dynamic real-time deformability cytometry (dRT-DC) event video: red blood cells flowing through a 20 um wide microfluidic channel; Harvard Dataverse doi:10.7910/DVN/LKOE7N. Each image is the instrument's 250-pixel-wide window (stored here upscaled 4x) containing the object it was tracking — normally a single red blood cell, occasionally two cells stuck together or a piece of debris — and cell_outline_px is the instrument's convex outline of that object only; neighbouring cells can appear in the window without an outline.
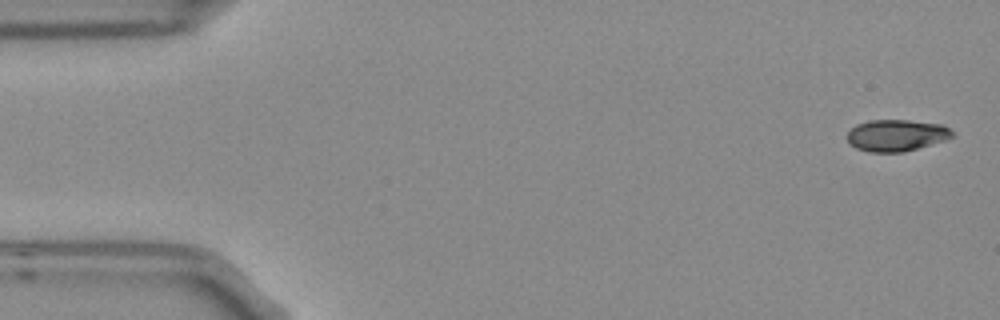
{"species": "Egyptian fruit bat (a non-hibernating species)", "species_latin": "Rousettus aegyptiacus", "temperature_condition": "room temperature", "stored_images_in_passage": 4, "camera_frame_rate_fps": 3000, "um_per_image_px": 0.085, "frame": {"image": 1, "passage_image": 1, "time_ms": 0.0, "image_size_px": [1000, 320], "cell_outline_px": [[952, 136], [944, 140], [904, 152], [868, 152], [856, 148], [848, 144], [848, 132], [856, 124], [868, 120], [908, 120], [944, 124], [952, 132]], "centroid_in_image_um": [76.16, 11.5], "position_along_channel_um": 8.8, "area_um2": 19.36}}